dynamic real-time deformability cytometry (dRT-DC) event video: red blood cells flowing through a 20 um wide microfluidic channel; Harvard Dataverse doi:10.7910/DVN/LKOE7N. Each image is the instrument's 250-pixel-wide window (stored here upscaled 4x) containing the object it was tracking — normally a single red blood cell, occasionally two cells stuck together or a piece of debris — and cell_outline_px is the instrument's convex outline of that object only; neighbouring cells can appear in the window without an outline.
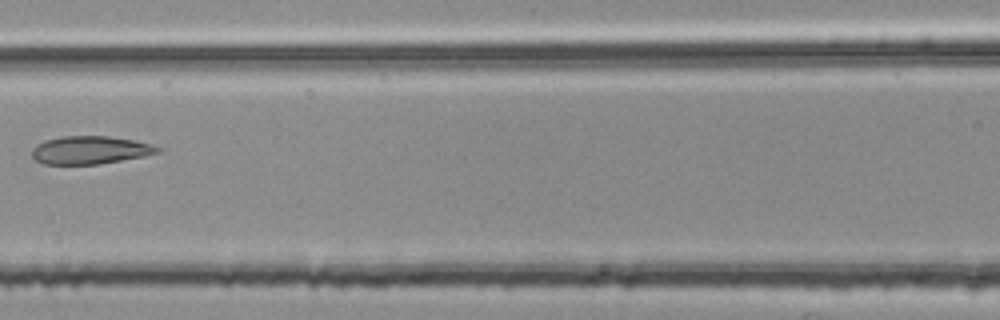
{"species": "common noctule bat (a hibernating species)", "species_latin": "Nyctalus noctula", "temperature_condition": "room temperature", "stored_images_in_passage": 6, "camera_frame_rate_fps": 3000, "um_per_image_px": 0.085, "animal": {"sex": "female", "body_mass_g": 25.1}, "frame": {"image": 1, "passage_image": 6, "time_ms": 1.667, "image_size_px": [1000, 320], "cell_outline_px": [[160, 152], [144, 156], [100, 164], [44, 164], [36, 160], [32, 156], [32, 148], [36, 144], [44, 140], [60, 136], [108, 136], [132, 140], [152, 144], [160, 148]], "centroid_in_image_um": [7.63, 12.75], "position_along_channel_um": 159.0, "area_um2": 20.52}}